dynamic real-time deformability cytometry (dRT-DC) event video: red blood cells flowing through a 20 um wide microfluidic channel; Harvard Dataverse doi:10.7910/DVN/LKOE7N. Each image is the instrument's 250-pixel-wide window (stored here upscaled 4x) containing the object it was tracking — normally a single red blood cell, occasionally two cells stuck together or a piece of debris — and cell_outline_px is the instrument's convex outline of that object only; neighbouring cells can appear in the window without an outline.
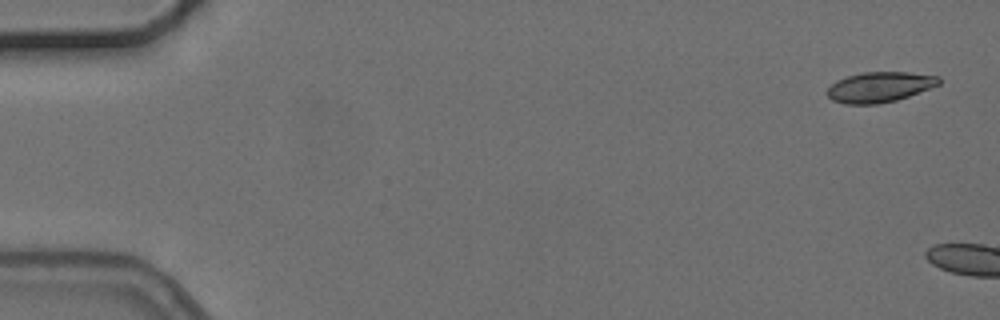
{"species": "common noctule bat (a hibernating species)", "species_latin": "Nyctalus noctula", "temperature_condition": "cold", "stored_images_in_passage": 2, "camera_frame_rate_fps": 3000, "um_per_image_px": 0.085, "animal": {"sex": "female", "body_mass_g": 24.6, "forearm_length_mm": 56.2}, "frame": {"image": 1, "passage_image": 1, "time_ms": 0.0, "image_size_px": [1000, 320], "cell_outline_px": [[940, 84], [908, 96], [896, 100], [876, 104], [844, 104], [832, 100], [828, 96], [828, 88], [836, 80], [848, 76], [864, 72], [908, 72], [940, 76]], "centroid_in_image_um": [74.77, 7.39], "position_along_channel_um": 10.2, "area_um2": 19.59}}